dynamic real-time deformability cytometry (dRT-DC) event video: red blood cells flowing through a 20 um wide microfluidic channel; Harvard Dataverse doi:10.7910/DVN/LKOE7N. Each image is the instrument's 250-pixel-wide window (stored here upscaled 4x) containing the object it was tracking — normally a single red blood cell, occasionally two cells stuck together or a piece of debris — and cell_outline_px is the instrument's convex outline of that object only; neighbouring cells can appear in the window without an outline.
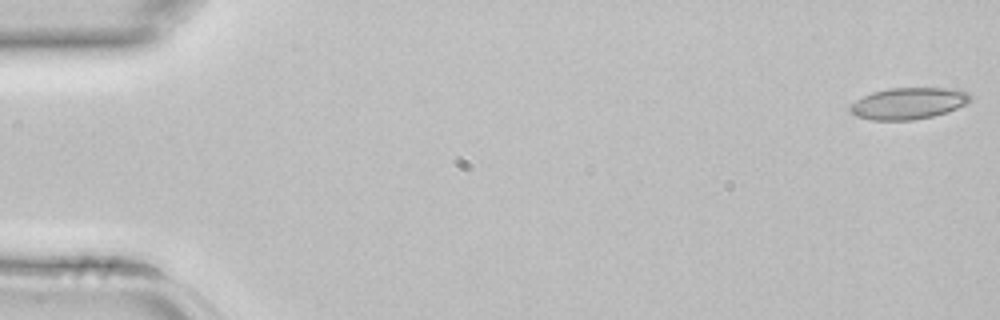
{"species": "common noctule bat (a hibernating species)", "species_latin": "Nyctalus noctula", "temperature_condition": "room temperature", "stored_images_in_passage": 3, "camera_frame_rate_fps": 3000, "um_per_image_px": 0.085, "animal": {"sex": "female", "body_mass_g": 22.7, "forearm_length_mm": 54.2}, "frame": {"image": 1, "passage_image": 1, "time_ms": 0.0, "image_size_px": [1000, 320], "cell_outline_px": [[972, 100], [948, 112], [932, 116], [912, 120], [872, 120], [852, 116], [848, 112], [848, 108], [856, 100], [872, 92], [888, 88], [956, 88], [968, 92], [972, 96]], "centroid_in_image_um": [77.2, 8.79], "position_along_channel_um": 7.8, "area_um2": 22.37}}